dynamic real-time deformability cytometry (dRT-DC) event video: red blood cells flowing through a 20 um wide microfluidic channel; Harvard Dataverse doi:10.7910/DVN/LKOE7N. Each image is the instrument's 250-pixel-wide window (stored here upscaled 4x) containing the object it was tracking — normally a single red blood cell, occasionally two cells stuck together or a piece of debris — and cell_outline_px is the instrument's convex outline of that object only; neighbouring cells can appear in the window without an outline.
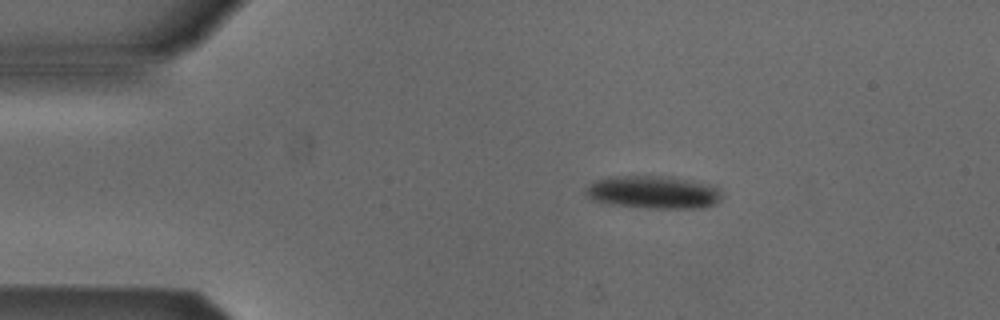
{"species": "Egyptian fruit bat (a non-hibernating species)", "species_latin": "Rousettus aegyptiacus", "temperature_condition": "cold", "stored_images_in_passage": 7, "camera_frame_rate_fps": 3000, "um_per_image_px": 0.085, "animal": {"sex": "male"}, "frame": {"image": 1, "passage_image": 2, "time_ms": 1.333, "image_size_px": [1000, 320], "cell_outline_px": [[724, 196], [720, 200], [712, 204], [700, 208], [648, 208], [612, 204], [596, 200], [588, 196], [588, 188], [596, 180], [608, 176], [660, 176], [688, 180], [708, 184], [716, 188]], "centroid_in_image_um": [55.57, 16.34], "position_along_channel_um": 29.4, "area_um2": 25.43}}
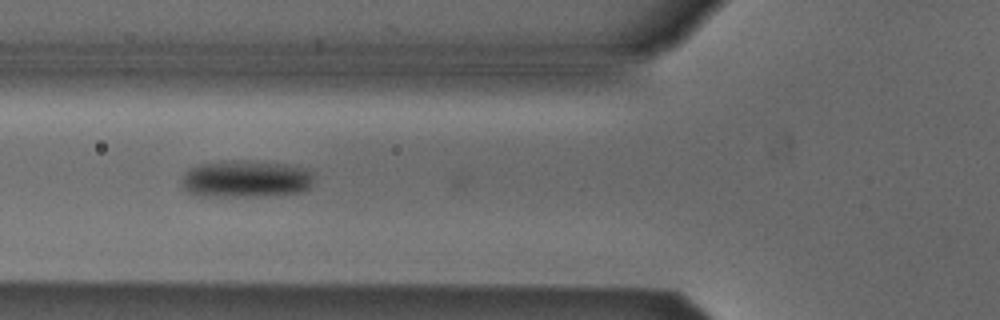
{"frame": {"image": 2, "passage_image": 5, "time_ms": 4.667, "image_size_px": [1000, 320], "cell_outline_px": [[312, 184], [304, 192], [272, 196], [200, 196], [188, 192], [180, 184], [180, 180], [184, 172], [188, 168], [200, 164], [224, 160], [248, 160], [288, 164], [304, 168], [312, 172]], "centroid_in_image_um": [20.87, 15.21], "position_along_channel_um": 104.9, "area_um2": 29.3}}
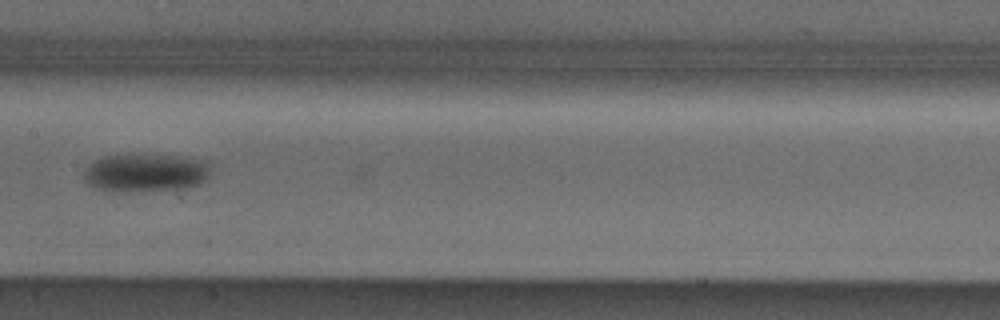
{"frame": {"image": 3, "passage_image": 7, "time_ms": 7.0, "image_size_px": [1000, 320], "cell_outline_px": [[212, 164], [208, 180], [200, 184], [184, 188], [112, 192], [88, 184], [84, 180], [84, 168], [88, 164], [104, 156], [128, 152], [192, 156], [208, 160]], "centroid_in_image_um": [12.45, 14.61], "position_along_channel_um": 195.0, "area_um2": 29.54}}